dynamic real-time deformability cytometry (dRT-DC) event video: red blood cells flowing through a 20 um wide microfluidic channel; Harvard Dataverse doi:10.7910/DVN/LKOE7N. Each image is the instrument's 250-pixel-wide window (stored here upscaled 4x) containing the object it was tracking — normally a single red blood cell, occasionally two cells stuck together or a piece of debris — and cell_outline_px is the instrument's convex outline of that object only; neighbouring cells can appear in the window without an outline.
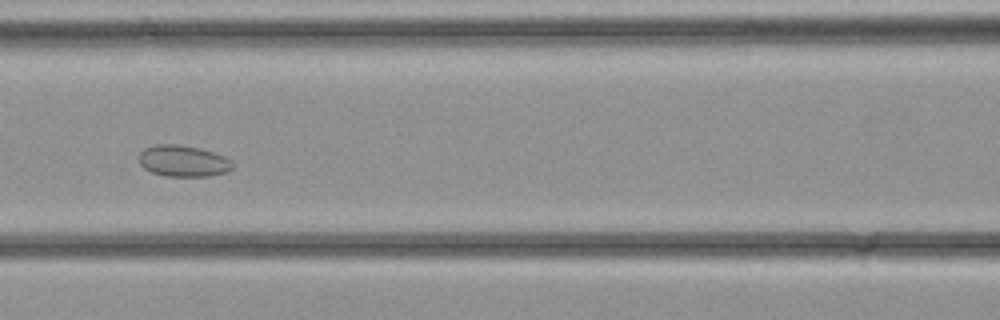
{"species": "common noctule bat (a hibernating species)", "species_latin": "Nyctalus noctula", "temperature_condition": "cold", "stored_images_in_passage": 37, "camera_frame_rate_fps": 3000, "um_per_image_px": 0.085, "animal": {"sex": "female", "body_mass_g": 21.9}, "frame": {"image": 1, "passage_image": 17, "time_ms": 5.333, "image_size_px": [1000, 320], "cell_outline_px": [[232, 168], [224, 172], [212, 176], [168, 176], [152, 172], [144, 168], [140, 164], [140, 152], [144, 148], [156, 144], [180, 144], [200, 148], [224, 156], [232, 160]], "centroid_in_image_um": [15.57, 13.67], "position_along_channel_um": 151.0, "area_um2": 17.05}}
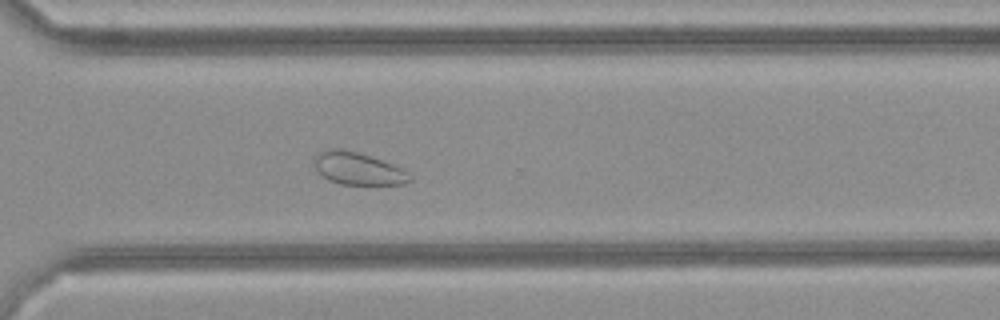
{"frame": {"image": 2, "passage_image": 27, "time_ms": 8.667, "image_size_px": [1000, 320], "cell_outline_px": [[412, 180], [404, 184], [340, 184], [328, 180], [316, 168], [312, 160], [316, 152], [332, 148], [336, 148], [356, 152], [404, 168], [412, 176]], "centroid_in_image_um": [30.42, 14.33], "position_along_channel_um": 340.2, "area_um2": 17.98}}
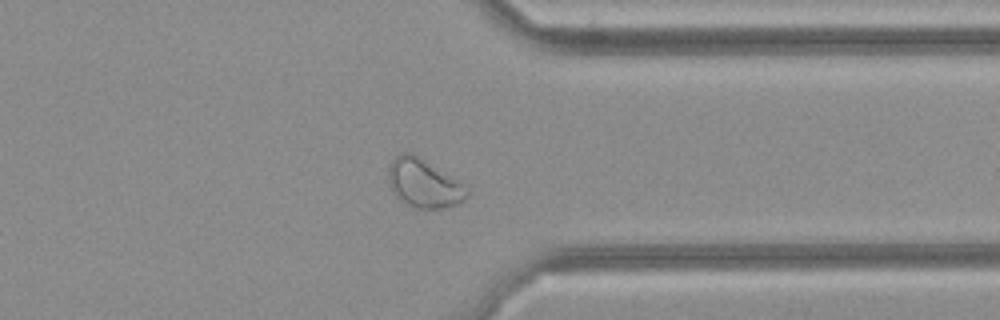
{"frame": {"image": 3, "passage_image": 29, "time_ms": 9.333, "image_size_px": [1000, 320], "cell_outline_px": [[468, 196], [464, 200], [456, 204], [444, 208], [416, 208], [400, 200], [396, 196], [388, 180], [388, 168], [392, 160], [400, 152], [412, 152], [464, 184], [468, 188]], "centroid_in_image_um": [36.02, 15.57], "position_along_channel_um": 375.4, "area_um2": 22.08}}